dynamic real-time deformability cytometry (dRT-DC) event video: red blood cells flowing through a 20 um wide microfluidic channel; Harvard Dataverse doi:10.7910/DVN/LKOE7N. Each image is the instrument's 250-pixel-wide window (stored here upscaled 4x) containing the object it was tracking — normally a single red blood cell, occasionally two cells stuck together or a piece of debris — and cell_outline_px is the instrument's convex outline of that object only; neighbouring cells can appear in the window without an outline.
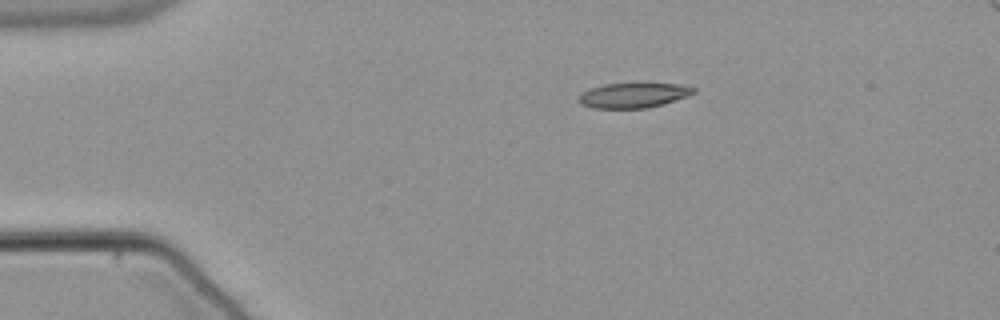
{"species": "common noctule bat (a hibernating species)", "species_latin": "Nyctalus noctula", "temperature_condition": "warm", "stored_images_in_passage": 44, "camera_frame_rate_fps": 3000, "um_per_image_px": 0.085, "animal": {"sex": "male", "body_mass_g": 21.5, "forearm_length_mm": 52.0}, "frame": {"image": 1, "passage_image": 1, "time_ms": 0.0, "image_size_px": [1000, 320], "cell_outline_px": [[696, 92], [688, 96], [648, 108], [592, 108], [580, 104], [576, 96], [580, 92], [588, 88], [604, 84], [636, 80], [680, 84], [696, 88]], "centroid_in_image_um": [53.81, 8.04], "position_along_channel_um": 31.2, "area_um2": 17.86}}
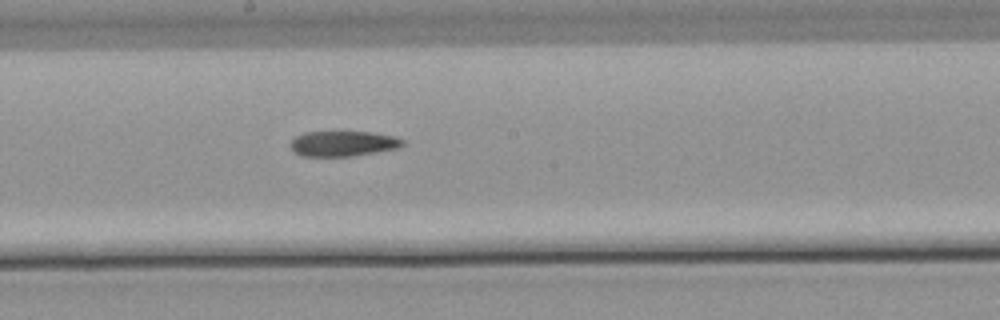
{"frame": {"image": 2, "passage_image": 20, "time_ms": 6.333, "image_size_px": [1000, 320], "cell_outline_px": [[404, 144], [400, 148], [356, 156], [300, 156], [292, 152], [288, 144], [296, 136], [304, 132], [372, 132], [396, 136], [404, 140]], "centroid_in_image_um": [29.16, 12.21], "position_along_channel_um": 219.0, "area_um2": 16.94}}
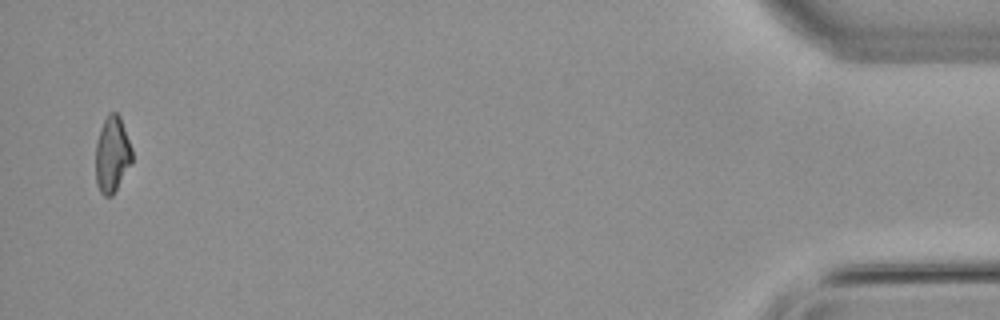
{"frame": {"image": 3, "passage_image": 43, "time_ms": 14.0, "image_size_px": [1000, 320], "cell_outline_px": [[132, 164], [112, 196], [104, 196], [100, 192], [96, 184], [96, 140], [100, 128], [108, 112], [116, 112], [120, 116], [132, 148]], "centroid_in_image_um": [9.53, 13.13], "position_along_channel_um": 425.7, "area_um2": 16.36}, "authors_computed_cell_mechanics": {"area_um2": 17.1955, "velocity_mm_per_s": 3.8369, "shape_relaxation_time_tau1_ms": null, "shape_relaxation_time_tau2_ms": 6.4156, "deformation_change_tau1": null, "deformation_change_tau2": 0.1598}}